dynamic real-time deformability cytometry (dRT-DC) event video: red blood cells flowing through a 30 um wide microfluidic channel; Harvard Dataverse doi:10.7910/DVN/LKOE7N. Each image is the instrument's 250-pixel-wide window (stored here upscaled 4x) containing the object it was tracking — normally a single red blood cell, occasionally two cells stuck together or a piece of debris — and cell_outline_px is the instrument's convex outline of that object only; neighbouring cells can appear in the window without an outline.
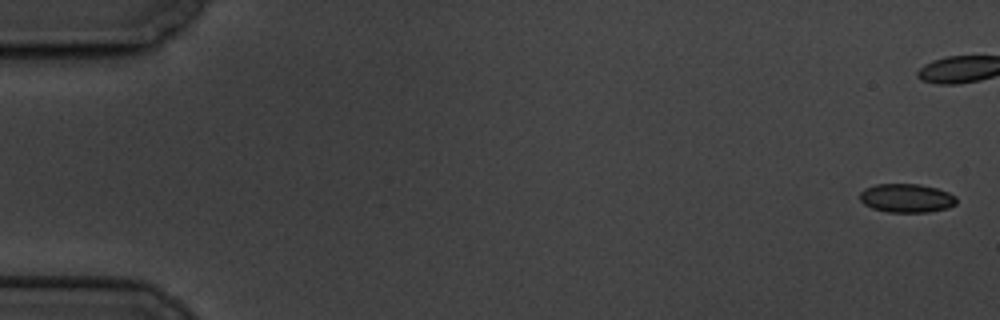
{"species": "common noctule bat (a hibernating species)", "species_latin": "Nyctalus noctula", "temperature_condition": "cold", "stored_images_in_passage": 10, "camera_frame_rate_fps": 3000, "um_per_image_px": 0.085, "animal": {"sex": "male", "body_mass_g": 19.5, "forearm_length_mm": 54.6}, "frame": {"image": 1, "passage_image": 1, "time_ms": 0.0, "image_size_px": [1000, 320], "cell_outline_px": [[956, 204], [948, 208], [928, 212], [888, 212], [872, 208], [864, 204], [860, 200], [860, 192], [864, 188], [876, 184], [920, 184], [936, 188], [948, 192], [956, 196]], "centroid_in_image_um": [77.05, 16.84], "position_along_channel_um": 7.9, "area_um2": 16.24}}
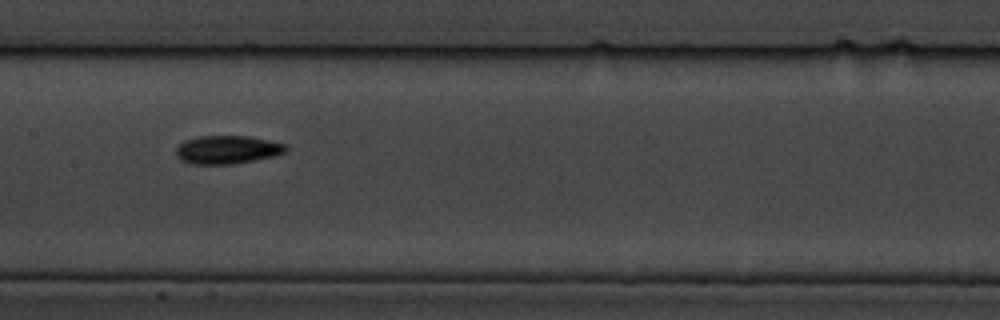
{"frame": {"image": 2, "passage_image": 10, "time_ms": 10.667, "image_size_px": [1000, 320], "cell_outline_px": [[288, 148], [284, 152], [272, 156], [232, 164], [188, 164], [180, 160], [176, 156], [176, 148], [184, 140], [196, 136], [248, 136], [268, 140], [284, 144]], "centroid_in_image_um": [19.24, 12.72], "position_along_channel_um": 188.2, "area_um2": 18.03}}